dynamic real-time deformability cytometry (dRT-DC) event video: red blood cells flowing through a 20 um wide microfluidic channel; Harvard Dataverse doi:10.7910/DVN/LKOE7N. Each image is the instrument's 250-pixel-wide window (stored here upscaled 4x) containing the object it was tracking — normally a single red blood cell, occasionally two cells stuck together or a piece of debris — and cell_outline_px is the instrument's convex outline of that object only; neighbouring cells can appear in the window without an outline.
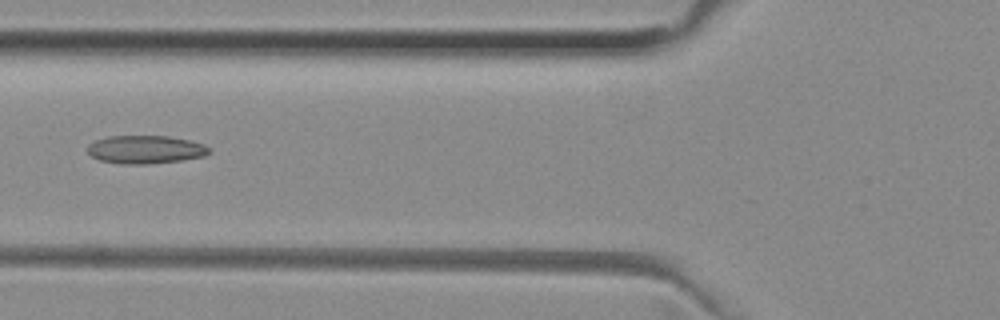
{"species": "common noctule bat (a hibernating species)", "species_latin": "Nyctalus noctula", "temperature_condition": "room temperature", "stored_images_in_passage": 37, "camera_frame_rate_fps": 3000, "um_per_image_px": 0.085, "animal": {"sex": "female", "body_mass_g": 29.2, "forearm_length_mm": 56.3}, "frame": {"image": 1, "passage_image": 5, "time_ms": 1.333, "image_size_px": [1000, 320], "cell_outline_px": [[212, 152], [204, 156], [180, 160], [148, 164], [120, 164], [100, 160], [92, 156], [88, 152], [88, 144], [96, 140], [108, 136], [168, 136], [188, 140], [204, 144], [212, 148]], "centroid_in_image_um": [12.39, 12.71], "position_along_channel_um": 113.4, "area_um2": 20.0}}
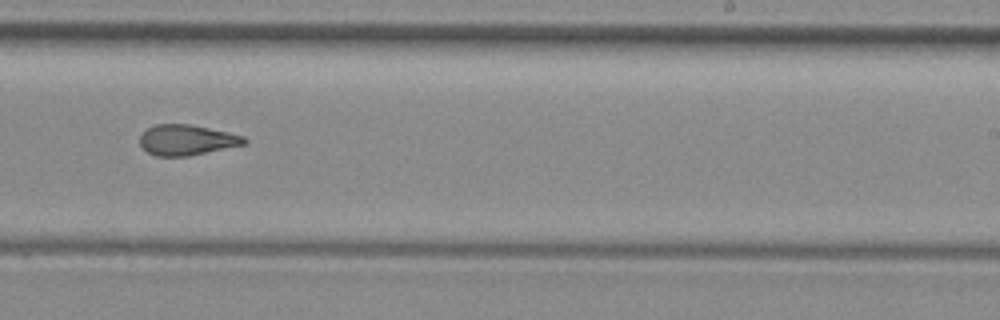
{"frame": {"image": 2, "passage_image": 17, "time_ms": 5.333, "image_size_px": [1000, 320], "cell_outline_px": [[248, 140], [244, 144], [188, 156], [156, 156], [148, 152], [140, 144], [140, 136], [148, 128], [156, 124], [188, 124], [228, 132], [244, 136]], "centroid_in_image_um": [15.86, 11.89], "position_along_channel_um": 273.1, "area_um2": 18.26}}
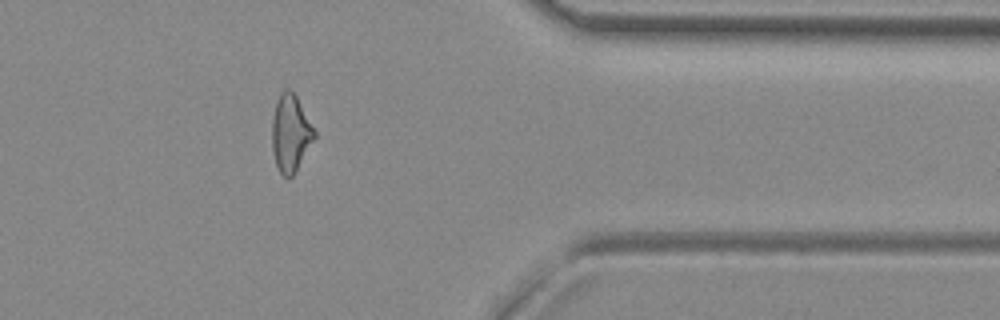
{"frame": {"image": 3, "passage_image": 27, "time_ms": 8.667, "image_size_px": [1000, 320], "cell_outline_px": [[316, 136], [292, 176], [288, 180], [280, 172], [276, 164], [272, 148], [272, 116], [280, 92], [284, 88], [288, 88], [296, 96], [316, 132]], "centroid_in_image_um": [24.68, 11.31], "position_along_channel_um": 386.7, "area_um2": 18.79}, "authors_computed_cell_mechanics": {"area_um2": 19.074, "velocity_mm_per_s": 3.9942, "shape_relaxation_time_tau1_ms": null, "shape_relaxation_time_tau2_ms": 3.5575, "deformation_change_tau1": null, "deformation_change_tau2": 0.1144}}